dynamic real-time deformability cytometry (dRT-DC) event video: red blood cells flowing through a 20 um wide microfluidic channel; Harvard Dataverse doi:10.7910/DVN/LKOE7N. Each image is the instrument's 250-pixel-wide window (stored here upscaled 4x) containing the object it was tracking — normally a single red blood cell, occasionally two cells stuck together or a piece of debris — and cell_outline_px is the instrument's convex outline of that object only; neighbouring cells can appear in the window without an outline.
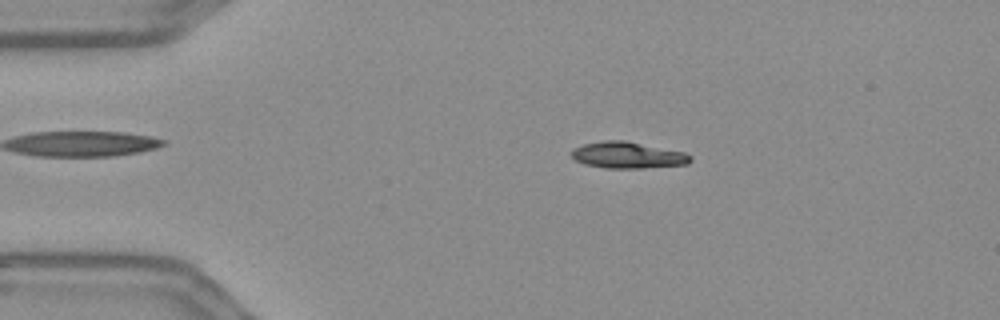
{"species": "Egyptian fruit bat (a non-hibernating species)", "species_latin": "Rousettus aegyptiacus", "temperature_condition": "warm", "stored_images_in_passage": 54, "camera_frame_rate_fps": 3000, "um_per_image_px": 0.085, "frame": {"image": 1, "passage_image": 10, "time_ms": 3.0, "image_size_px": [1000, 320], "cell_outline_px": [[692, 160], [688, 164], [644, 168], [604, 168], [584, 164], [576, 160], [568, 152], [572, 148], [584, 144], [604, 140], [624, 140], [684, 152], [692, 156]], "centroid_in_image_um": [53.33, 13.19], "position_along_channel_um": 31.7, "area_um2": 18.44}}
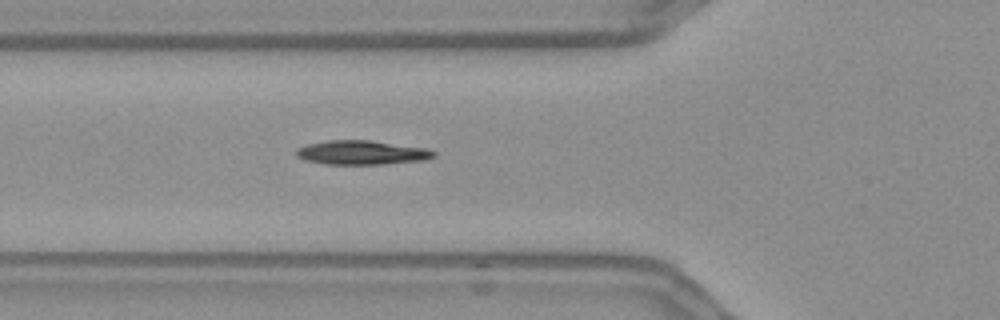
{"frame": {"image": 2, "passage_image": 19, "time_ms": 6.0, "image_size_px": [1000, 320], "cell_outline_px": [[436, 156], [424, 160], [380, 164], [324, 164], [304, 160], [296, 156], [296, 148], [308, 144], [328, 140], [372, 140], [424, 148], [436, 152]], "centroid_in_image_um": [30.71, 12.96], "position_along_channel_um": 95.1, "area_um2": 19.31}}
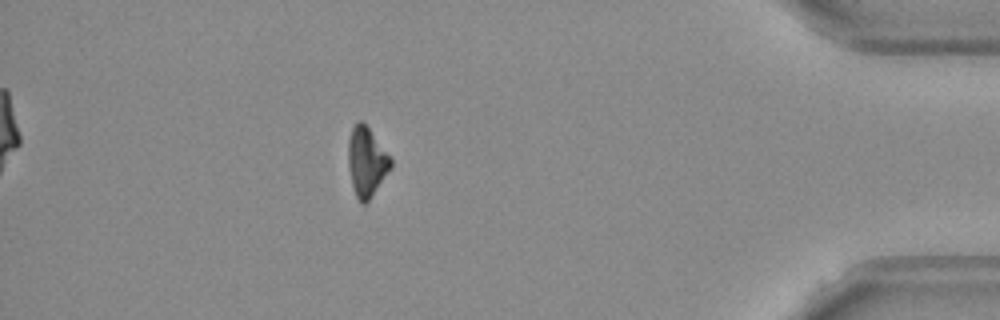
{"frame": {"image": 3, "passage_image": 48, "time_ms": 15.667, "image_size_px": [1000, 320], "cell_outline_px": [[392, 168], [368, 200], [364, 204], [360, 204], [356, 196], [352, 184], [348, 164], [348, 140], [352, 128], [356, 120], [360, 120], [368, 128], [392, 160]], "centroid_in_image_um": [31.14, 13.76], "position_along_channel_um": 404.1, "area_um2": 16.88}}